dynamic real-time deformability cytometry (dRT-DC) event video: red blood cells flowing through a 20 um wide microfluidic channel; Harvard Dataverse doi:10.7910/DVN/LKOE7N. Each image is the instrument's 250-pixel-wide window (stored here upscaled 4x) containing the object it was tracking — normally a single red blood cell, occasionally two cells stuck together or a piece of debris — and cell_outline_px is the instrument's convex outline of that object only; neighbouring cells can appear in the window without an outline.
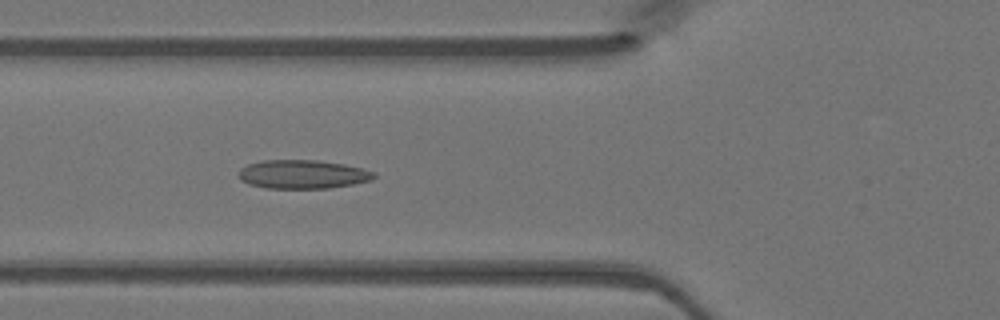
{"species": "Egyptian fruit bat (a non-hibernating species)", "species_latin": "Rousettus aegyptiacus", "temperature_condition": "warm", "stored_images_in_passage": 46, "camera_frame_rate_fps": 3000, "um_per_image_px": 0.085, "animal": {"sex": "female"}, "frame": {"image": 1, "passage_image": 16, "time_ms": 5.0, "image_size_px": [1000, 320], "cell_outline_px": [[376, 176], [372, 180], [352, 184], [328, 188], [268, 188], [248, 184], [240, 180], [236, 176], [240, 168], [248, 164], [264, 160], [316, 160], [344, 164], [376, 172]], "centroid_in_image_um": [25.69, 14.81], "position_along_channel_um": 100.1, "area_um2": 22.72}}
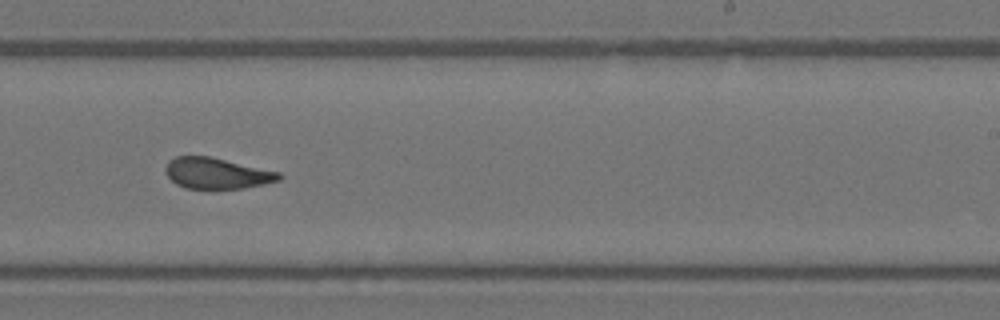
{"frame": {"image": 2, "passage_image": 28, "time_ms": 9.0, "image_size_px": [1000, 320], "cell_outline_px": [[284, 176], [280, 180], [264, 184], [244, 188], [184, 188], [176, 184], [168, 176], [164, 168], [168, 160], [176, 156], [208, 156], [280, 172]], "centroid_in_image_um": [18.43, 14.73], "position_along_channel_um": 270.6, "area_um2": 20.4}}
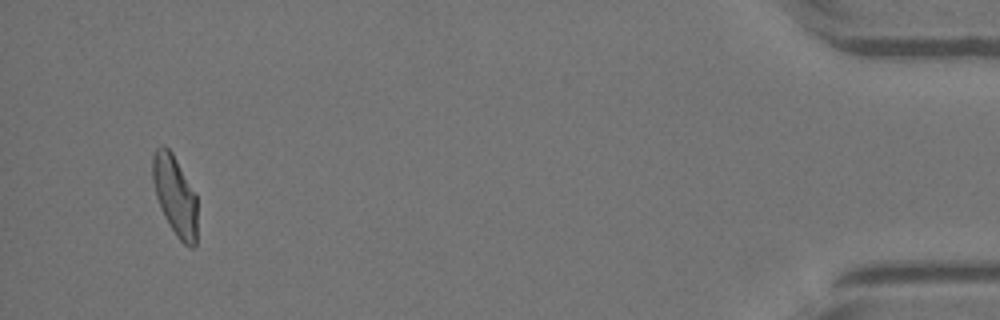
{"frame": {"image": 3, "passage_image": 44, "time_ms": 14.333, "image_size_px": [1000, 320], "cell_outline_px": [[196, 244], [192, 248], [184, 244], [176, 236], [164, 216], [160, 208], [156, 196], [152, 180], [152, 156], [156, 148], [160, 144], [164, 144], [172, 152], [196, 196]], "centroid_in_image_um": [14.84, 16.6], "position_along_channel_um": 420.4, "area_um2": 20.69}}